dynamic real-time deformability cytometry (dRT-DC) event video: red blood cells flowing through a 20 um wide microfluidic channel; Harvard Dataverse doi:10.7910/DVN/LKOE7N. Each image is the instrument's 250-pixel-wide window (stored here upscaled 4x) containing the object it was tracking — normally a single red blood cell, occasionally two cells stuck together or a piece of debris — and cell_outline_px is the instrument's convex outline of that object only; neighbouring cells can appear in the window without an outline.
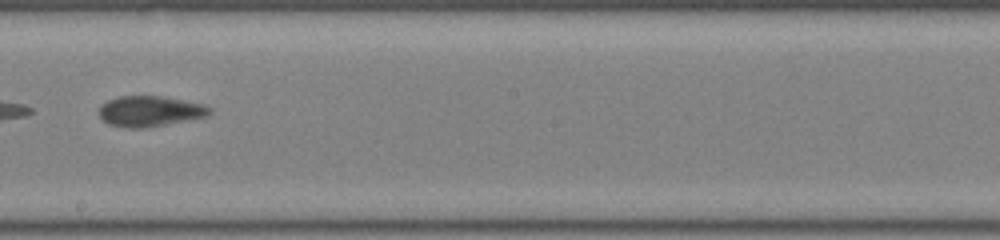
{"species": "common noctule bat (a hibernating species)", "species_latin": "Nyctalus noctula", "temperature_condition": "room temperature", "stored_images_in_passage": 32, "camera_frame_rate_fps": 3000, "um_per_image_px": 0.085, "animal": {"sex": "male", "body_mass_g": 19.0, "forearm_length_mm": 50.8}, "frame": {"image": 1, "passage_image": 14, "time_ms": 4.333, "image_size_px": [1000, 240], "cell_outline_px": [[212, 112], [208, 116], [144, 128], [128, 128], [108, 124], [100, 116], [100, 108], [108, 100], [120, 96], [160, 96], [204, 104], [212, 108]], "centroid_in_image_um": [12.77, 9.45], "position_along_channel_um": 235.4, "area_um2": 19.48}}
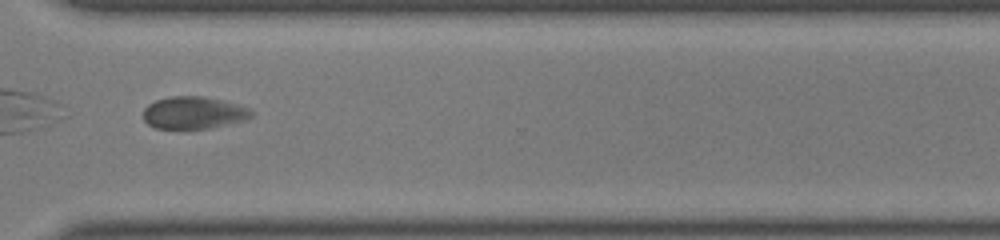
{"frame": {"image": 2, "passage_image": 23, "time_ms": 7.333, "image_size_px": [1000, 240], "cell_outline_px": [[256, 112], [252, 116], [244, 120], [208, 128], [156, 128], [148, 124], [144, 120], [144, 108], [148, 104], [156, 100], [172, 96], [204, 96], [236, 104], [248, 108]], "centroid_in_image_um": [16.45, 9.57], "position_along_channel_um": 354.1, "area_um2": 20.11}, "authors_computed_cell_mechanics": {"area_um2": 19.8832, "velocity_mm_per_s": 3.928, "shape_relaxation_time_tau1_ms": null, "shape_relaxation_time_tau2_ms": 1.6389, "deformation_change_tau1": null, "deformation_change_tau2": 0.0727}}